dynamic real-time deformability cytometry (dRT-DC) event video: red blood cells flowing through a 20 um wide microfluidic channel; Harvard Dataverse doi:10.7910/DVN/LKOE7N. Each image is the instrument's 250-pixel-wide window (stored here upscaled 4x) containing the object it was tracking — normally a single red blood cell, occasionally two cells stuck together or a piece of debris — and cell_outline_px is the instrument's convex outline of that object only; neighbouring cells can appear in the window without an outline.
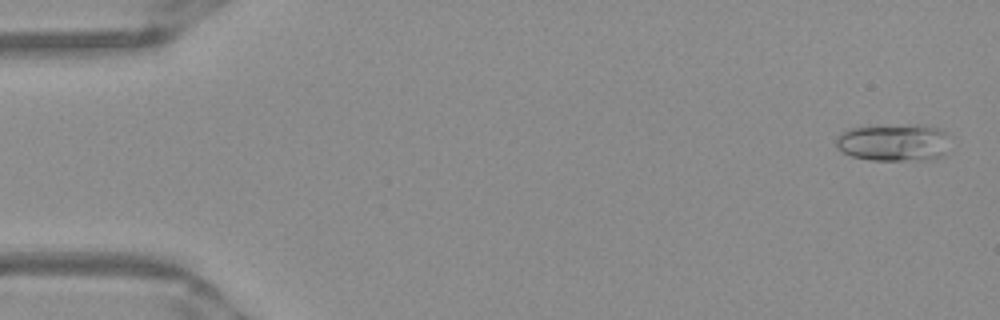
{"species": "Egyptian fruit bat (a non-hibernating species)", "species_latin": "Rousettus aegyptiacus", "temperature_condition": "warm", "stored_images_in_passage": 51, "camera_frame_rate_fps": 3000, "um_per_image_px": 0.085, "frame": {"image": 1, "passage_image": 2, "time_ms": 0.333, "image_size_px": [1000, 320], "cell_outline_px": [[944, 152], [940, 156], [932, 160], [868, 160], [852, 156], [836, 148], [836, 136], [848, 128], [916, 124], [924, 124], [940, 128], [944, 132]], "centroid_in_image_um": [75.89, 12.11], "position_along_channel_um": 9.1, "area_um2": 24.57}}
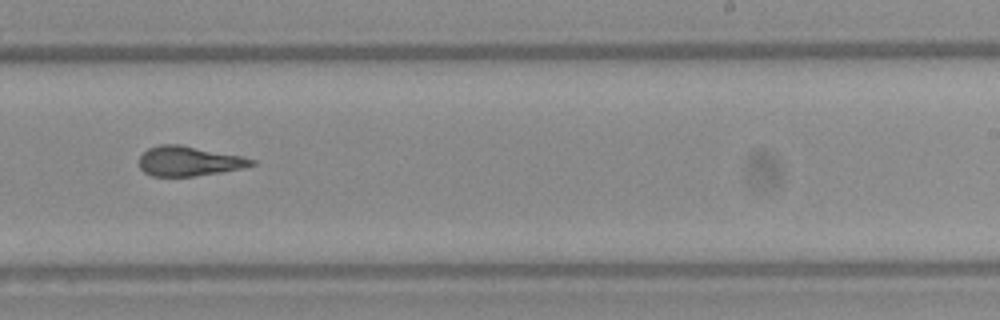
{"frame": {"image": 2, "passage_image": 32, "time_ms": 10.333, "image_size_px": [1000, 320], "cell_outline_px": [[256, 164], [244, 168], [220, 172], [192, 176], [152, 176], [144, 172], [140, 168], [140, 156], [148, 148], [160, 144], [180, 144], [244, 156], [256, 160]], "centroid_in_image_um": [16.09, 13.68], "position_along_channel_um": 272.9, "area_um2": 19.59}}
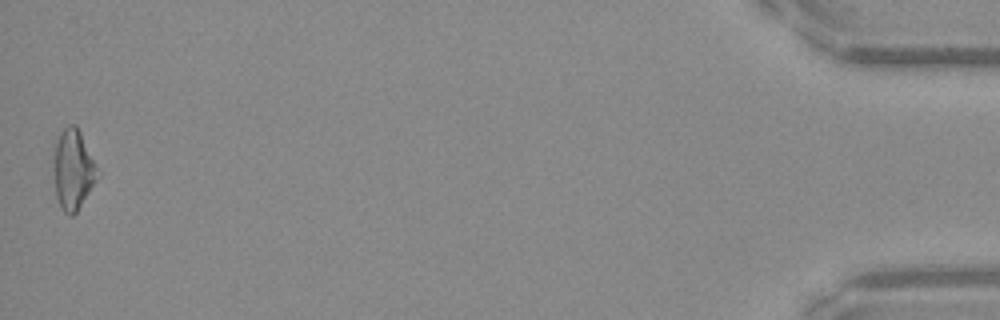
{"frame": {"image": 3, "passage_image": 51, "time_ms": 16.667, "image_size_px": [1000, 320], "cell_outline_px": [[100, 172], [76, 212], [72, 216], [68, 216], [60, 208], [56, 196], [56, 144], [64, 128], [68, 124], [76, 124]], "centroid_in_image_um": [6.25, 14.43], "position_along_channel_um": 429.0, "area_um2": 19.48}, "authors_computed_cell_mechanics": {"area_um2": 20.1144, "velocity_mm_per_s": 3.9582, "shape_relaxation_time_tau1_ms": null, "shape_relaxation_time_tau2_ms": 1.7013, "deformation_change_tau1": null, "deformation_change_tau2": 0.1174}}